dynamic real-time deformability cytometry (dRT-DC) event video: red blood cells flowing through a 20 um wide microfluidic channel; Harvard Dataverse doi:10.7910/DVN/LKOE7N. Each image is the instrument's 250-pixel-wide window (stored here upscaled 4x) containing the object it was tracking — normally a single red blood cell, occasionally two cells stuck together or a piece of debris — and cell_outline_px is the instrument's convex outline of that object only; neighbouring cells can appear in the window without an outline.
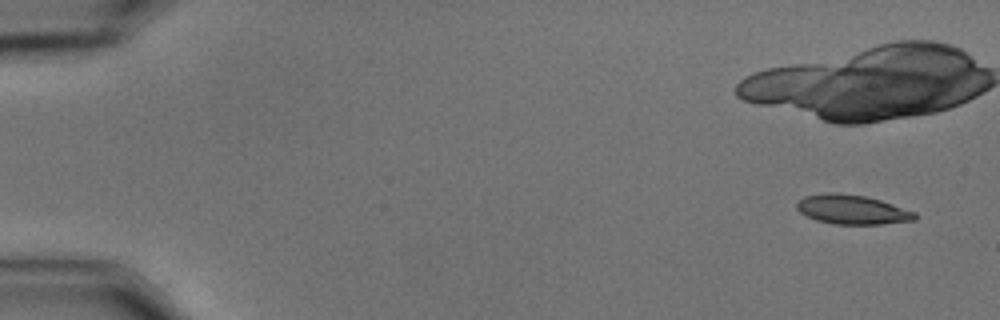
{"species": "common noctule bat (a hibernating species)", "species_latin": "Nyctalus noctula", "temperature_condition": "cold", "stored_images_in_passage": 45, "camera_frame_rate_fps": 3000, "um_per_image_px": 0.085, "animal": {"sex": "male", "body_mass_g": 15.6}, "frame": {"image": 1, "passage_image": 3, "time_ms": 0.667, "image_size_px": [1000, 320], "cell_outline_px": [[916, 220], [880, 224], [832, 224], [816, 220], [800, 212], [796, 208], [796, 204], [804, 196], [824, 192], [836, 192], [864, 196], [880, 200], [916, 212]], "centroid_in_image_um": [72.41, 17.81], "position_along_channel_um": 12.6, "area_um2": 20.17}}
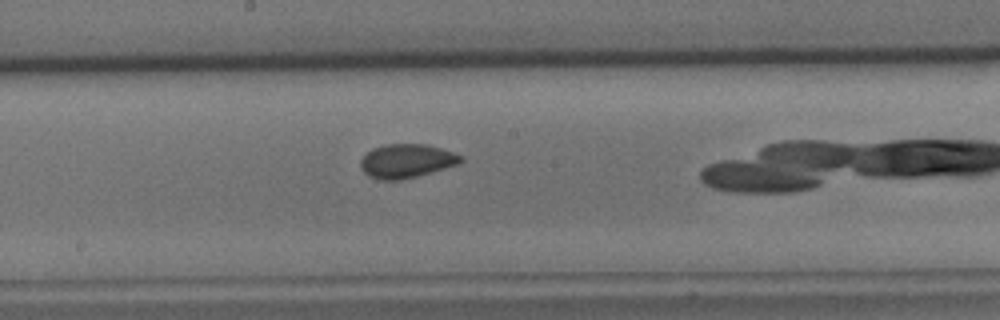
{"frame": {"image": 2, "passage_image": 29, "time_ms": 9.333, "image_size_px": [1000, 320], "cell_outline_px": [[464, 160], [460, 164], [416, 176], [400, 180], [380, 180], [368, 176], [360, 168], [360, 160], [372, 148], [384, 144], [428, 144], [464, 156]], "centroid_in_image_um": [34.56, 13.68], "position_along_channel_um": 213.6, "area_um2": 19.88}}
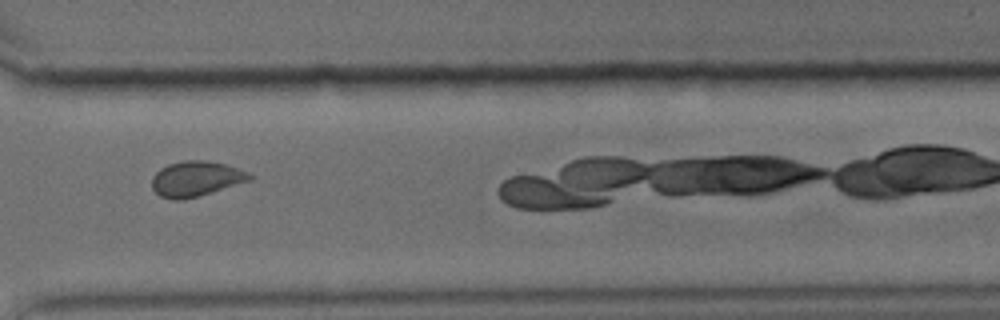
{"frame": {"image": 3, "passage_image": 41, "time_ms": 13.333, "image_size_px": [1000, 320], "cell_outline_px": [[252, 180], [196, 196], [180, 200], [172, 200], [160, 196], [152, 188], [152, 176], [160, 168], [168, 164], [184, 160], [208, 160], [224, 164], [248, 172], [252, 176]], "centroid_in_image_um": [16.63, 15.18], "position_along_channel_um": 354.0, "area_um2": 19.88}}